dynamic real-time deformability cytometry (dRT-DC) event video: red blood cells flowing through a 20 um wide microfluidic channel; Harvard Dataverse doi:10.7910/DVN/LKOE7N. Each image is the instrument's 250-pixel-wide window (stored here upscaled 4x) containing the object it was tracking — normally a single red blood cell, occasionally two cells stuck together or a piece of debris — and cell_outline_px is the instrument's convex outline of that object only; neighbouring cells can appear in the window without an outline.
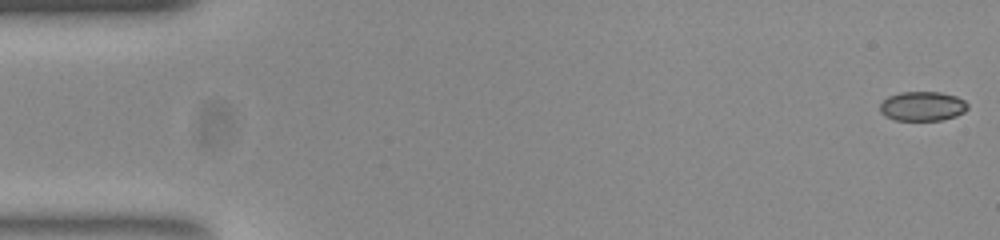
{"species": "common noctule bat (a hibernating species)", "species_latin": "Nyctalus noctula", "temperature_condition": "room temperature", "stored_images_in_passage": 54, "camera_frame_rate_fps": 3000, "um_per_image_px": 0.085, "animal": {"sex": "female", "body_mass_g": 23.0, "forearm_length_mm": 53.4}, "frame": {"image": 1, "passage_image": 1, "time_ms": 0.0, "image_size_px": [1000, 240], "cell_outline_px": [[968, 108], [964, 112], [956, 116], [940, 120], [896, 120], [884, 116], [880, 112], [880, 104], [888, 96], [900, 92], [940, 92], [956, 96], [964, 100], [968, 104]], "centroid_in_image_um": [78.4, 9.02], "position_along_channel_um": 6.6, "area_um2": 15.09}}
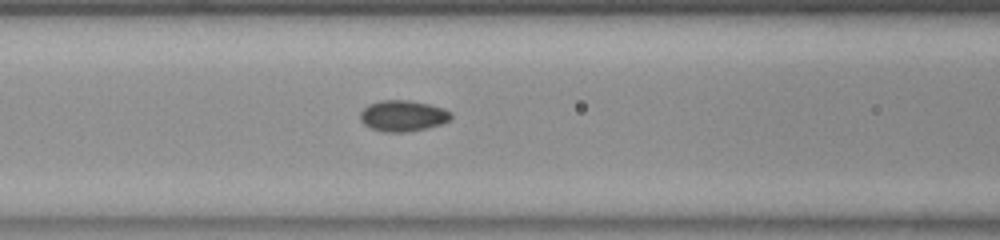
{"frame": {"image": 2, "passage_image": 22, "time_ms": 7.0, "image_size_px": [1000, 240], "cell_outline_px": [[452, 116], [448, 120], [440, 124], [428, 128], [404, 132], [384, 132], [368, 128], [360, 120], [360, 112], [368, 104], [380, 100], [408, 100], [428, 104], [444, 108], [452, 112]], "centroid_in_image_um": [34.22, 9.84], "position_along_channel_um": 132.4, "area_um2": 16.53}}
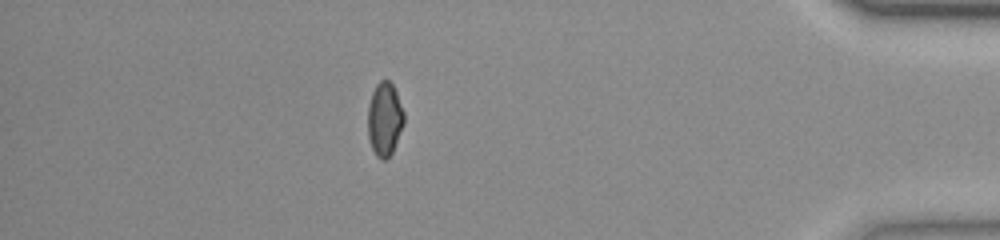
{"frame": {"image": 3, "passage_image": 47, "time_ms": 15.333, "image_size_px": [1000, 240], "cell_outline_px": [[404, 124], [392, 152], [384, 160], [380, 160], [376, 156], [372, 148], [368, 136], [368, 104], [372, 92], [376, 84], [380, 80], [388, 80], [392, 84], [396, 92], [404, 112]], "centroid_in_image_um": [32.68, 10.12], "position_along_channel_um": 402.5, "area_um2": 15.49}, "authors_computed_cell_mechanics": {"area_um2": 15.8661, "velocity_mm_per_s": 3.8086, "shape_relaxation_time_tau1_ms": null, "shape_relaxation_time_tau2_ms": 1.0252, "deformation_change_tau1": null, "deformation_change_tau2": 0.0376}}